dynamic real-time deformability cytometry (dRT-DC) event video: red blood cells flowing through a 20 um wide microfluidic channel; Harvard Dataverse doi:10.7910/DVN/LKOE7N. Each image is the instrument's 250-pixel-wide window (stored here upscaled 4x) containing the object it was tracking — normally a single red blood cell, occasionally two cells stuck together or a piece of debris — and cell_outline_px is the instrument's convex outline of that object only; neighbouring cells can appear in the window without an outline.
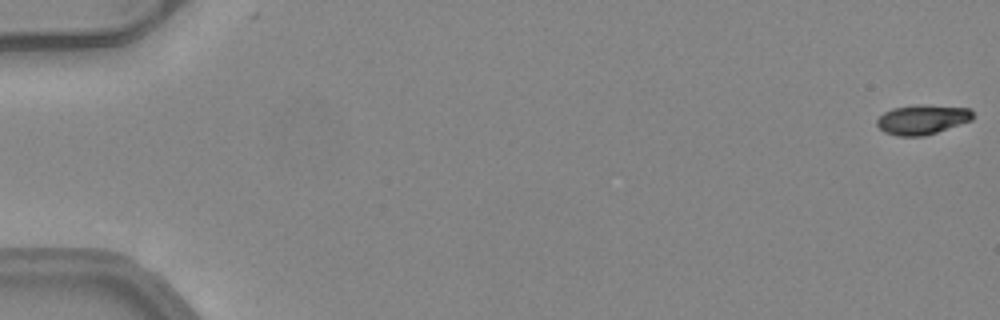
{"species": "common noctule bat (a hibernating species)", "species_latin": "Nyctalus noctula", "temperature_condition": "warm", "stored_images_in_passage": 11, "camera_frame_rate_fps": 3000, "um_per_image_px": 0.085, "animal": {"sex": "female", "body_mass_g": 24.6, "forearm_length_mm": 56.2}, "frame": {"image": 1, "passage_image": 1, "time_ms": 0.0, "image_size_px": [1000, 320], "cell_outline_px": [[972, 120], [924, 136], [896, 136], [884, 132], [876, 124], [876, 120], [884, 112], [892, 108], [916, 104], [924, 104], [968, 108], [972, 112]], "centroid_in_image_um": [78.35, 10.15], "position_along_channel_um": 6.6, "area_um2": 16.59}}